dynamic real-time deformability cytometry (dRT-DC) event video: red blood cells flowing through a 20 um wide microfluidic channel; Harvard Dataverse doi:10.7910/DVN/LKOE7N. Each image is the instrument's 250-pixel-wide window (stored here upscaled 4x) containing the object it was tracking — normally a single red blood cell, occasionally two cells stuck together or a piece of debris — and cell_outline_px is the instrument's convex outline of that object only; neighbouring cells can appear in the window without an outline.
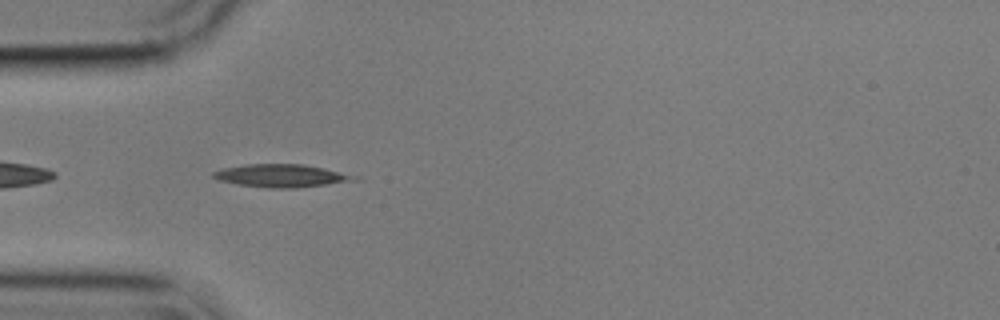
{"species": "common noctule bat (a hibernating species)", "species_latin": "Nyctalus noctula", "temperature_condition": "cold", "stored_images_in_passage": 43, "camera_frame_rate_fps": 3000, "um_per_image_px": 0.085, "animal": {"sex": "male", "body_mass_g": 17.9}, "frame": {"image": 1, "passage_image": 3, "time_ms": 0.667, "image_size_px": [1000, 320], "cell_outline_px": [[360, 180], [296, 188], [268, 188], [236, 184], [220, 180], [212, 176], [212, 172], [224, 168], [244, 164], [304, 164], [324, 168], [360, 176]], "centroid_in_image_um": [23.96, 14.93], "position_along_channel_um": 61.0, "area_um2": 18.9}}
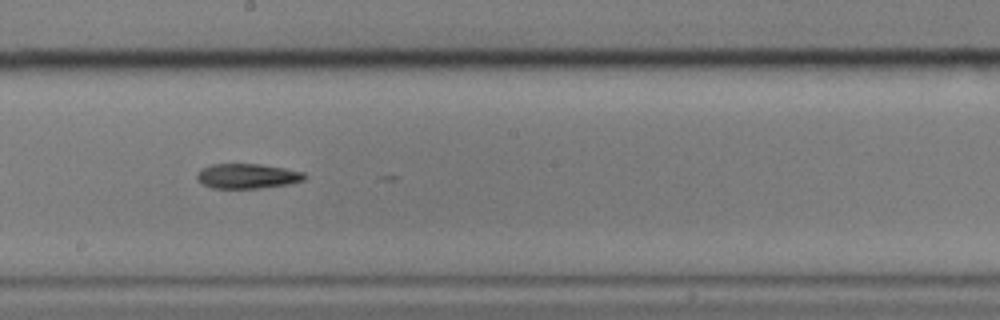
{"frame": {"image": 2, "passage_image": 17, "time_ms": 5.333, "image_size_px": [1000, 320], "cell_outline_px": [[308, 176], [304, 180], [288, 184], [260, 188], [212, 188], [196, 180], [196, 176], [200, 168], [212, 164], [260, 164], [284, 168], [304, 172]], "centroid_in_image_um": [21.02, 14.96], "position_along_channel_um": 227.2, "area_um2": 15.66}}
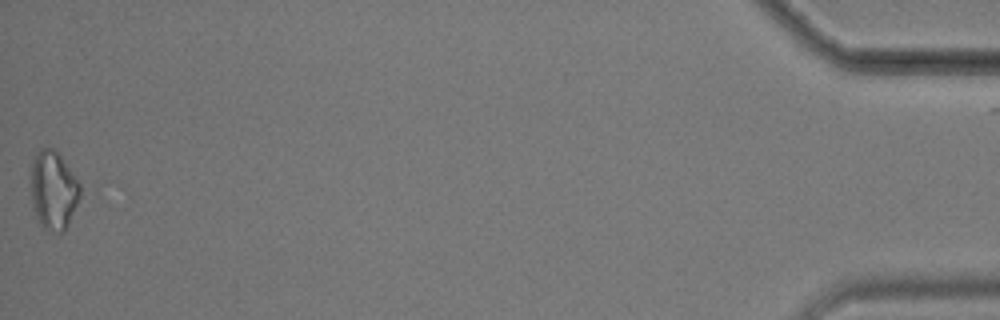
{"frame": {"image": 3, "passage_image": 42, "time_ms": 13.667, "image_size_px": [1000, 320], "cell_outline_px": [[80, 196], [64, 232], [60, 232], [44, 228], [40, 224], [32, 208], [32, 160], [40, 148], [52, 148], [60, 156], [80, 184]], "centroid_in_image_um": [4.53, 16.18], "position_along_channel_um": 430.7, "area_um2": 21.96}}